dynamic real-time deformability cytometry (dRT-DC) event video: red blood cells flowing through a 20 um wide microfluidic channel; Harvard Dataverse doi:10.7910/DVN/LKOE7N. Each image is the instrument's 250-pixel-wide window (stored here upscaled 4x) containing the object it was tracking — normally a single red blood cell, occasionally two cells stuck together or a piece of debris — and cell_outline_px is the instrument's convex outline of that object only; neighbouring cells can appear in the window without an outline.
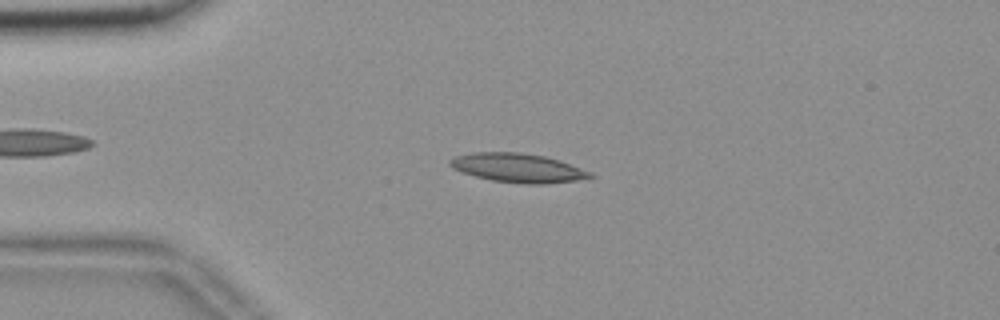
{"species": "common noctule bat (a hibernating species)", "species_latin": "Nyctalus noctula", "temperature_condition": "room temperature", "stored_images_in_passage": 48, "camera_frame_rate_fps": 3000, "um_per_image_px": 0.085, "animal": {"sex": "female", "body_mass_g": 18.4}, "frame": {"image": 1, "passage_image": 6, "time_ms": 1.667, "image_size_px": [1000, 320], "cell_outline_px": [[596, 176], [576, 180], [544, 184], [528, 184], [492, 180], [476, 176], [452, 168], [448, 164], [448, 160], [456, 156], [472, 152], [516, 152], [544, 156], [592, 172]], "centroid_in_image_um": [43.99, 14.27], "position_along_channel_um": 41.0, "area_um2": 23.29}}
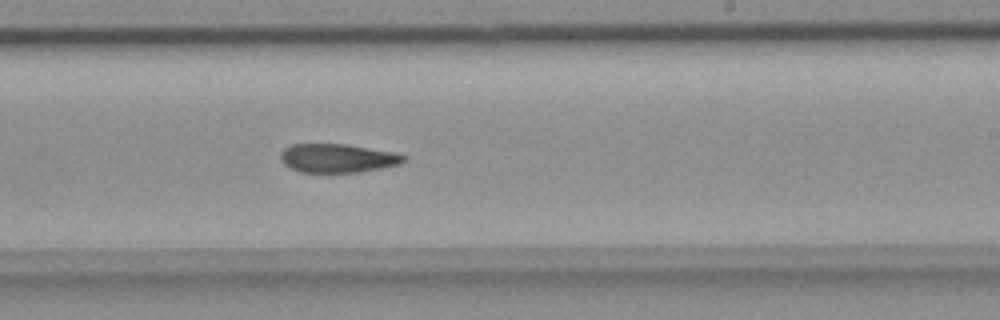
{"frame": {"image": 2, "passage_image": 26, "time_ms": 8.333, "image_size_px": [1000, 320], "cell_outline_px": [[404, 160], [400, 164], [360, 172], [300, 172], [288, 168], [280, 160], [280, 152], [284, 148], [292, 144], [344, 144], [396, 152], [404, 156]], "centroid_in_image_um": [28.64, 13.44], "position_along_channel_um": 260.4, "area_um2": 20.63}}
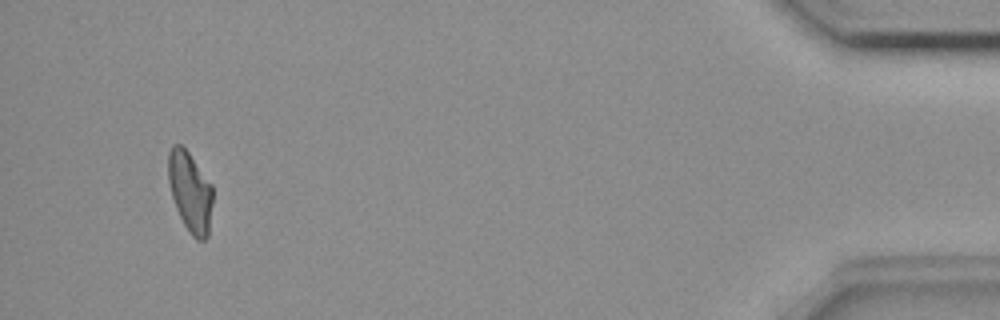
{"frame": {"image": 3, "passage_image": 45, "time_ms": 14.667, "image_size_px": [1000, 320], "cell_outline_px": [[212, 204], [208, 236], [204, 240], [196, 240], [192, 236], [184, 224], [176, 208], [172, 196], [168, 180], [168, 152], [172, 144], [180, 144], [188, 152], [212, 184]], "centroid_in_image_um": [16.16, 16.29], "position_along_channel_um": 419.0, "area_um2": 20.75}, "authors_computed_cell_mechanics": {"area_um2": 21.675, "velocity_mm_per_s": 3.6901, "shape_relaxation_time_tau1_ms": null, "shape_relaxation_time_tau2_ms": 10.3132, "deformation_change_tau1": null, "deformation_change_tau2": 0.2096}}